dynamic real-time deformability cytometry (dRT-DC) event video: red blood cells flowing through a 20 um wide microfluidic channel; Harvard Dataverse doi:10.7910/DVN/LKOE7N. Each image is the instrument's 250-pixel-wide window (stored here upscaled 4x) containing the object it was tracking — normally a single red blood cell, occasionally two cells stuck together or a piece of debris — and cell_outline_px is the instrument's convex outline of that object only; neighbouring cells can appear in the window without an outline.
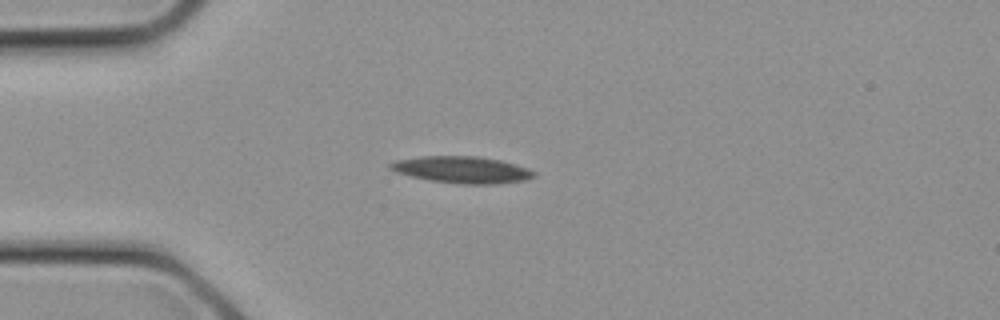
{"species": "common noctule bat (a hibernating species)", "species_latin": "Nyctalus noctula", "temperature_condition": "cold", "stored_images_in_passage": 21, "camera_frame_rate_fps": 3000, "um_per_image_px": 0.085, "animal": {"sex": "female", "body_mass_g": 21.9}, "frame": {"image": 1, "passage_image": 1, "time_ms": 0.0, "image_size_px": [1000, 320], "cell_outline_px": [[536, 176], [524, 180], [496, 184], [460, 184], [428, 180], [396, 172], [388, 168], [388, 164], [396, 160], [420, 156], [476, 156], [500, 160], [516, 164], [528, 168], [536, 172]], "centroid_in_image_um": [39.27, 14.42], "position_along_channel_um": 45.7, "area_um2": 22.48}}
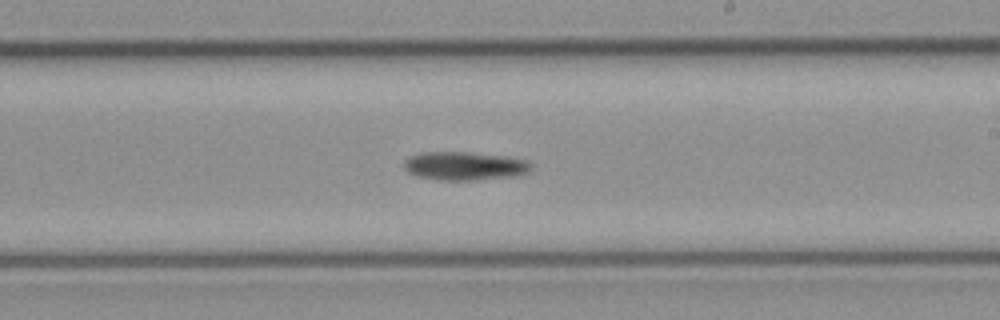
{"frame": {"image": 2, "passage_image": 10, "time_ms": 3.0, "image_size_px": [1000, 320], "cell_outline_px": [[532, 168], [528, 172], [520, 176], [476, 180], [440, 180], [416, 176], [408, 172], [404, 168], [404, 160], [420, 152], [468, 152], [508, 156], [528, 160], [532, 164]], "centroid_in_image_um": [39.55, 14.11], "position_along_channel_um": 249.5, "area_um2": 21.44}}
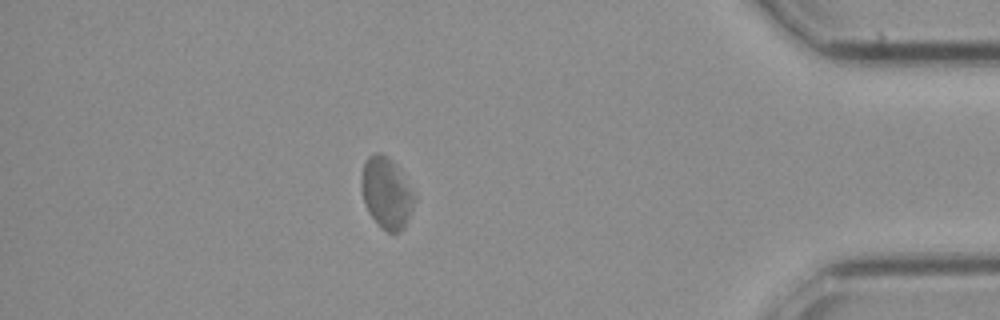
{"frame": {"image": 3, "passage_image": 18, "time_ms": 5.667, "image_size_px": [1000, 320], "cell_outline_px": [[416, 200], [404, 228], [400, 232], [388, 232], [380, 228], [368, 212], [364, 204], [360, 184], [360, 176], [364, 160], [368, 156], [376, 152], [380, 152], [392, 160], [400, 168], [416, 196]], "centroid_in_image_um": [32.83, 16.38], "position_along_channel_um": 402.4, "area_um2": 22.54}}